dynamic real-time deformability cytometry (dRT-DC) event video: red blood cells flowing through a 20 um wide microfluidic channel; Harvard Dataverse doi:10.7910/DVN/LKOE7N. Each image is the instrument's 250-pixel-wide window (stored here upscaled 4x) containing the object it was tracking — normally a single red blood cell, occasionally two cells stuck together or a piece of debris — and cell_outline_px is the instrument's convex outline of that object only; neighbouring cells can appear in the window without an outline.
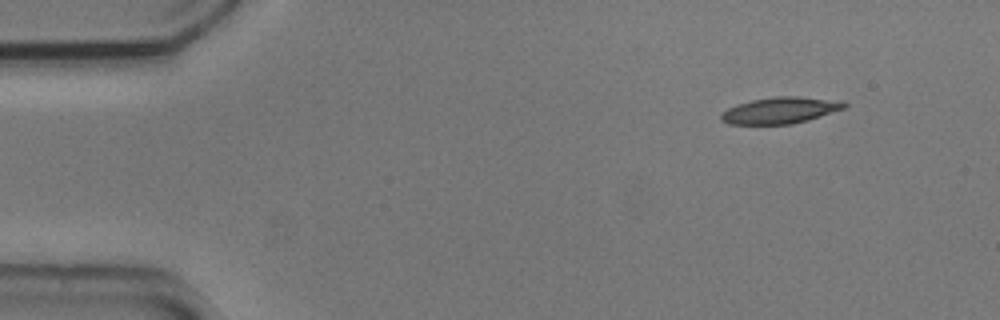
{"species": "common noctule bat (a hibernating species)", "species_latin": "Nyctalus noctula", "temperature_condition": "cold", "stored_images_in_passage": 50, "camera_frame_rate_fps": 3000, "um_per_image_px": 0.085, "animal": {"sex": "male", "body_mass_g": 20.5, "forearm_length_mm": 52.5}, "frame": {"image": 1, "passage_image": 1, "time_ms": 0.0, "image_size_px": [1000, 320], "cell_outline_px": [[848, 104], [844, 108], [808, 120], [792, 124], [728, 124], [720, 120], [720, 116], [728, 108], [736, 104], [752, 100], [776, 96], [796, 96], [840, 100]], "centroid_in_image_um": [66.31, 9.37], "position_along_channel_um": 18.7, "area_um2": 18.9}}
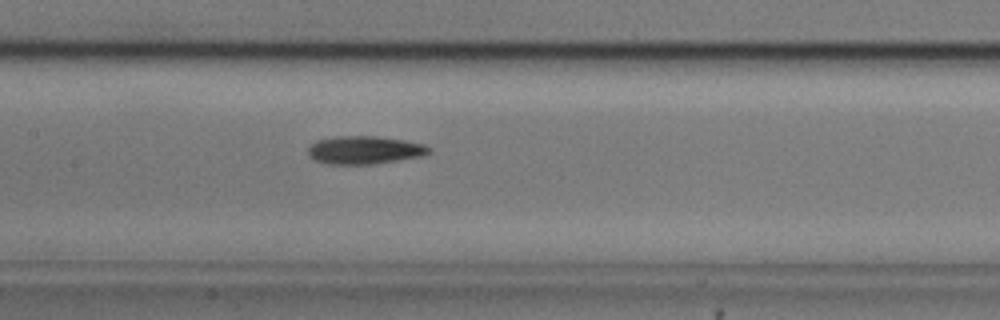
{"frame": {"image": 2, "passage_image": 21, "time_ms": 6.667, "image_size_px": [1000, 320], "cell_outline_px": [[432, 152], [424, 156], [376, 164], [328, 164], [316, 160], [308, 156], [308, 148], [316, 140], [336, 136], [380, 136], [404, 140], [424, 144], [432, 148]], "centroid_in_image_um": [31.03, 12.75], "position_along_channel_um": 176.4, "area_um2": 20.06}}
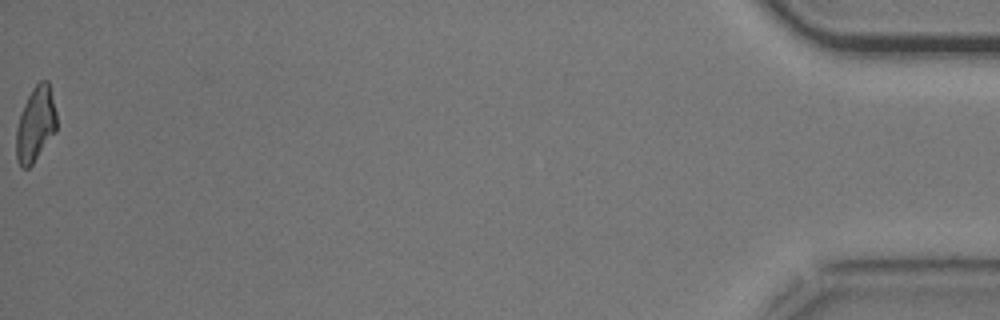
{"frame": {"image": 3, "passage_image": 50, "time_ms": 16.333, "image_size_px": [1000, 320], "cell_outline_px": [[56, 132], [32, 164], [28, 168], [20, 168], [16, 160], [16, 128], [20, 112], [32, 88], [40, 80], [48, 80], [56, 112]], "centroid_in_image_um": [3.0, 10.57], "position_along_channel_um": 432.2, "area_um2": 17.74}, "authors_computed_cell_mechanics": {"area_um2": 18.9584, "velocity_mm_per_s": 3.6877, "shape_relaxation_time_tau1_ms": 4.4162, "shape_relaxation_time_tau2_ms": 5.6898, "deformation_change_tau1": 0.1434, "deformation_change_tau2": 0.1637}}